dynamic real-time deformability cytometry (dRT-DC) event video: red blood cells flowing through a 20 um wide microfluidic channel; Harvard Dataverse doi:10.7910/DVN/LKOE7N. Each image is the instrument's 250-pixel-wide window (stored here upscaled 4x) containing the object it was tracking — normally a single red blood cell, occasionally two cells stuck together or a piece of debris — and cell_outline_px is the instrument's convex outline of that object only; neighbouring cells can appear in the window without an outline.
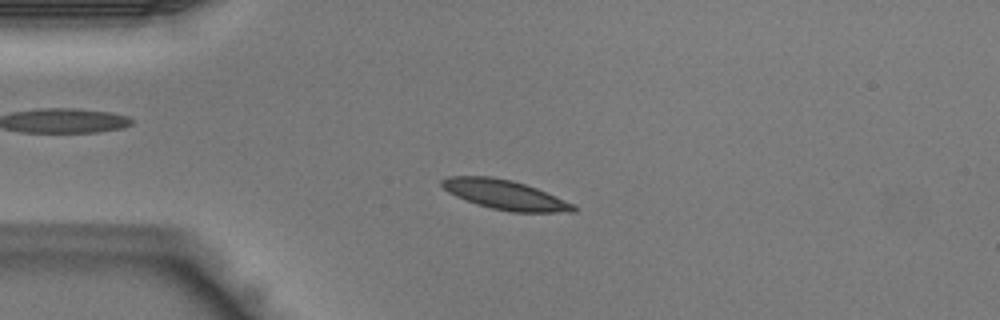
{"species": "Egyptian fruit bat (a non-hibernating species)", "species_latin": "Rousettus aegyptiacus", "temperature_condition": "warm", "stored_images_in_passage": 33, "camera_frame_rate_fps": 3000, "um_per_image_px": 0.085, "animal": {"sex": "male"}, "frame": {"image": 1, "passage_image": 1, "time_ms": 0.0, "image_size_px": [1000, 320], "cell_outline_px": [[576, 212], [512, 212], [492, 208], [476, 204], [456, 196], [448, 192], [440, 184], [440, 180], [448, 176], [488, 176], [512, 180], [536, 188], [564, 200], [572, 204], [576, 208]], "centroid_in_image_um": [42.88, 16.55], "position_along_channel_um": 42.1, "area_um2": 22.37}}
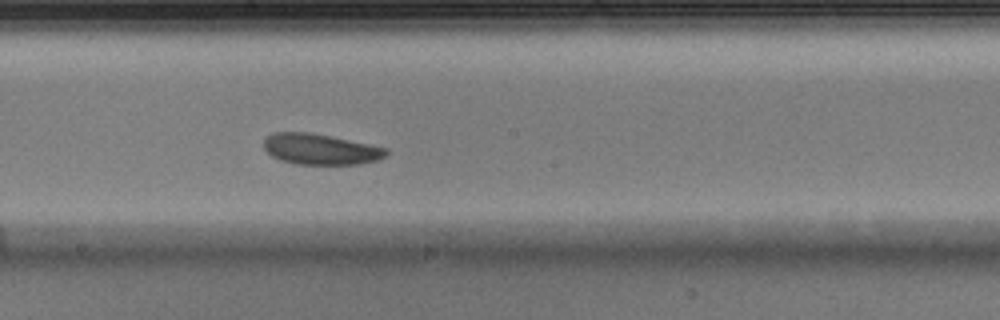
{"frame": {"image": 2, "passage_image": 14, "time_ms": 4.333, "image_size_px": [1000, 320], "cell_outline_px": [[388, 156], [376, 160], [360, 164], [296, 164], [280, 160], [272, 156], [264, 148], [264, 140], [272, 132], [308, 132], [388, 148]], "centroid_in_image_um": [27.23, 12.69], "position_along_channel_um": 221.0, "area_um2": 21.79}}
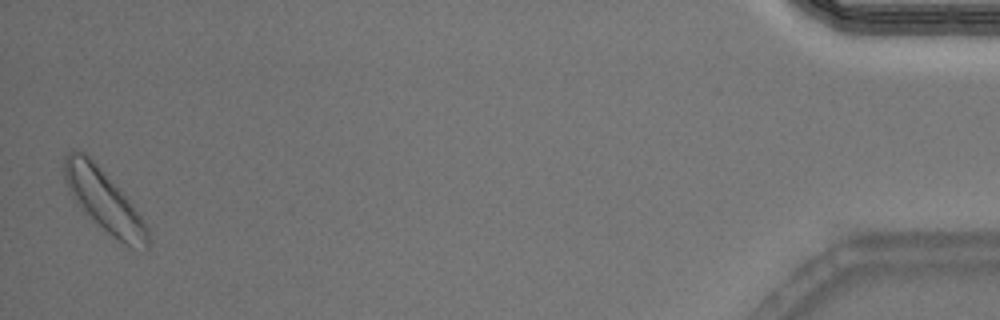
{"frame": {"image": 3, "passage_image": 33, "time_ms": 10.667, "image_size_px": [1000, 320], "cell_outline_px": [[148, 248], [132, 248], [124, 244], [112, 236], [68, 192], [64, 180], [64, 156], [72, 148], [84, 152], [104, 172], [132, 204], [148, 228]], "centroid_in_image_um": [8.82, 17.0], "position_along_channel_um": 426.4, "area_um2": 28.9}}